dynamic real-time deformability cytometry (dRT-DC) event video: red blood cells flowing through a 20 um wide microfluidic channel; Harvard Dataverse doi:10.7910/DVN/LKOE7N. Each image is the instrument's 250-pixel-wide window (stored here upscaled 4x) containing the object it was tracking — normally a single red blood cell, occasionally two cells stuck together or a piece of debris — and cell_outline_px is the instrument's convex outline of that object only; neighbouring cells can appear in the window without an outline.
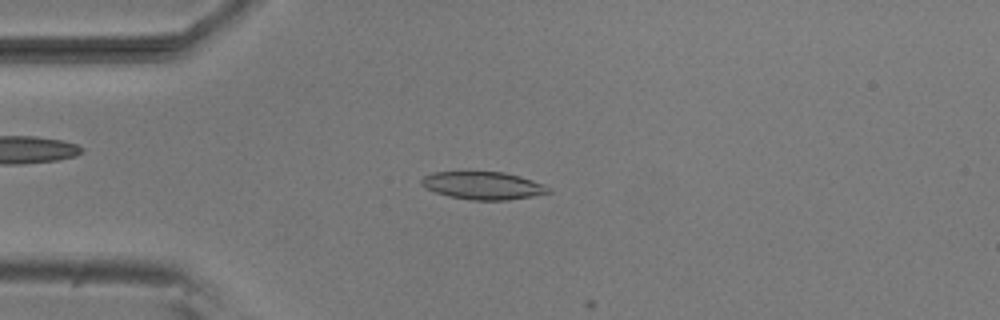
{"species": "common noctule bat (a hibernating species)", "species_latin": "Nyctalus noctula", "temperature_condition": "room temperature", "stored_images_in_passage": 13, "camera_frame_rate_fps": 3000, "um_per_image_px": 0.085, "animal": {"sex": "male", "body_mass_g": 20.5, "forearm_length_mm": 52.5}, "frame": {"image": 1, "passage_image": 12, "time_ms": 3.667, "image_size_px": [1000, 320], "cell_outline_px": [[552, 192], [532, 196], [508, 200], [472, 200], [448, 196], [436, 192], [420, 184], [420, 180], [424, 176], [432, 172], [504, 172], [520, 176], [544, 184], [552, 188]], "centroid_in_image_um": [41.09, 15.77], "position_along_channel_um": 43.9, "area_um2": 20.52}}